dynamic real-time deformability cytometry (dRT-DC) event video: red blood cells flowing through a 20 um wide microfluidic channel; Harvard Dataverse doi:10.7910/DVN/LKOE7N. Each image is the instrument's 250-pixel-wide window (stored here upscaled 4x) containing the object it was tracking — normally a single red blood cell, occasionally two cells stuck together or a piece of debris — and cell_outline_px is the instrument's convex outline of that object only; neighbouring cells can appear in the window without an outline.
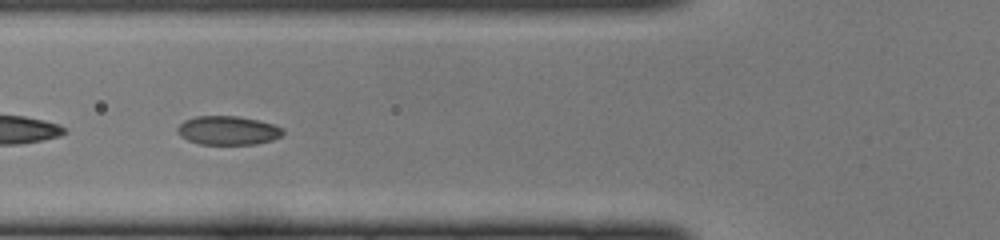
{"species": "common noctule bat (a hibernating species)", "species_latin": "Nyctalus noctula", "temperature_condition": "cold", "stored_images_in_passage": 40, "camera_frame_rate_fps": 3000, "um_per_image_px": 0.085, "animal": {"sex": "female", "body_mass_g": 22.0, "forearm_length_mm": 56.7}, "frame": {"image": 1, "passage_image": 16, "time_ms": 5.0, "image_size_px": [1000, 240], "cell_outline_px": [[284, 132], [280, 136], [272, 140], [256, 144], [200, 144], [188, 140], [180, 136], [176, 132], [176, 128], [184, 120], [196, 116], [236, 116], [260, 120], [284, 128]], "centroid_in_image_um": [19.36, 11.08], "position_along_channel_um": 106.4, "area_um2": 17.8}}
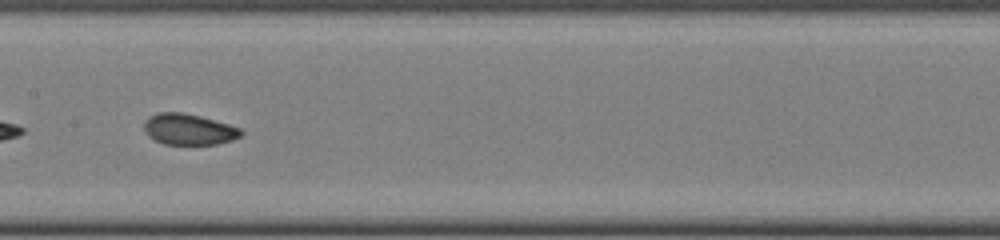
{"frame": {"image": 2, "passage_image": 22, "time_ms": 7.0, "image_size_px": [1000, 240], "cell_outline_px": [[244, 132], [240, 136], [232, 140], [216, 144], [164, 144], [148, 136], [144, 128], [144, 120], [148, 116], [156, 112], [184, 112], [200, 116], [228, 124], [240, 128]], "centroid_in_image_um": [16.02, 10.98], "position_along_channel_um": 191.4, "area_um2": 17.57}}
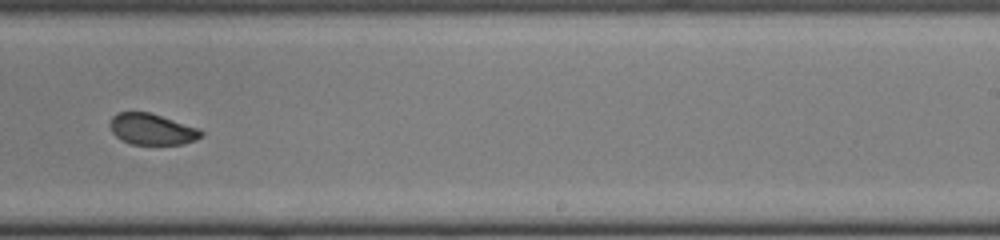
{"frame": {"image": 3, "passage_image": 28, "time_ms": 9.0, "image_size_px": [1000, 240], "cell_outline_px": [[204, 132], [196, 140], [184, 144], [132, 144], [120, 140], [112, 132], [108, 124], [112, 116], [116, 112], [148, 112], [200, 128]], "centroid_in_image_um": [12.89, 10.98], "position_along_channel_um": 276.1, "area_um2": 16.65}}